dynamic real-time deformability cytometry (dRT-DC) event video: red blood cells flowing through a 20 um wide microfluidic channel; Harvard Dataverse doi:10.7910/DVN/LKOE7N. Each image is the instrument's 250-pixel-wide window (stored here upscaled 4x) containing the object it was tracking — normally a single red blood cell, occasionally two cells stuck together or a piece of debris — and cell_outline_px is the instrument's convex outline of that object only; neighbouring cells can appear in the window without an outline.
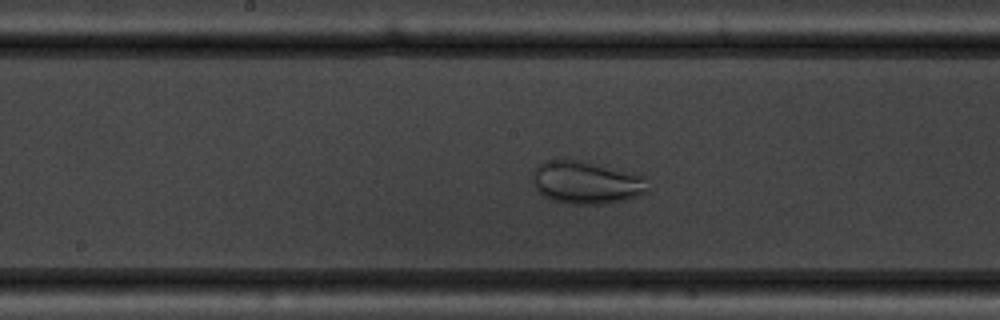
{"species": "common noctule bat (a hibernating species)", "species_latin": "Nyctalus noctula", "temperature_condition": "warm", "stored_images_in_passage": 48, "camera_frame_rate_fps": 3000, "um_per_image_px": 0.085, "animal": {"sex": "male", "body_mass_g": 19.5, "forearm_length_mm": 54.6}, "frame": {"image": 1, "passage_image": 22, "time_ms": 7.0, "image_size_px": [1000, 320], "cell_outline_px": [[648, 192], [640, 196], [628, 200], [608, 204], [568, 204], [552, 200], [540, 196], [532, 184], [532, 172], [544, 160], [584, 160], [636, 172], [644, 176]], "centroid_in_image_um": [49.85, 15.52], "position_along_channel_um": 198.4, "area_um2": 29.65}}
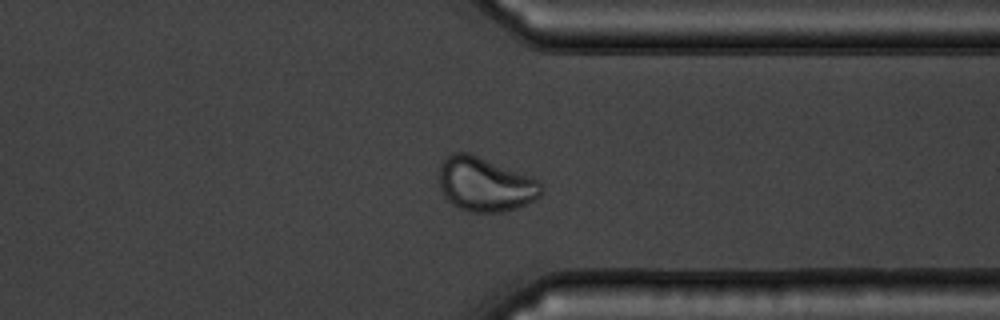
{"frame": {"image": 2, "passage_image": 36, "time_ms": 11.667, "image_size_px": [1000, 320], "cell_outline_px": [[544, 192], [540, 196], [516, 208], [504, 212], [472, 212], [460, 208], [452, 204], [444, 196], [440, 188], [440, 164], [452, 152], [468, 152], [540, 180], [544, 184]], "centroid_in_image_um": [41.26, 15.67], "position_along_channel_um": 370.1, "area_um2": 32.19}}
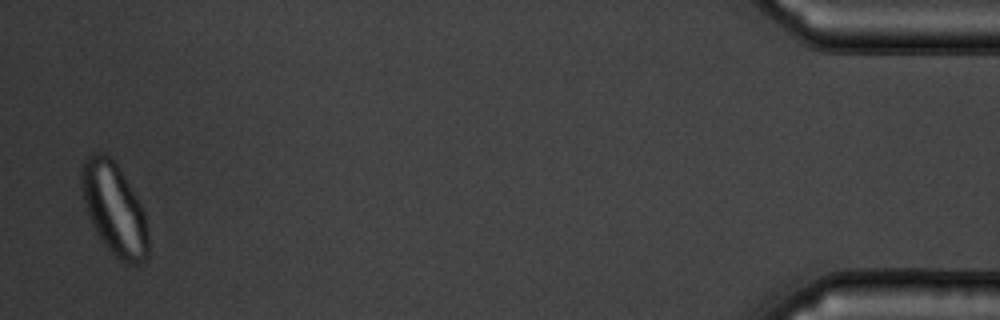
{"frame": {"image": 3, "passage_image": 47, "time_ms": 15.333, "image_size_px": [1000, 320], "cell_outline_px": [[148, 256], [140, 264], [124, 264], [108, 248], [96, 232], [92, 224], [84, 200], [80, 184], [80, 172], [84, 160], [88, 156], [96, 152], [104, 152], [116, 160], [140, 204], [144, 212], [148, 236]], "centroid_in_image_um": [9.71, 17.73], "position_along_channel_um": 425.5, "area_um2": 35.72}}